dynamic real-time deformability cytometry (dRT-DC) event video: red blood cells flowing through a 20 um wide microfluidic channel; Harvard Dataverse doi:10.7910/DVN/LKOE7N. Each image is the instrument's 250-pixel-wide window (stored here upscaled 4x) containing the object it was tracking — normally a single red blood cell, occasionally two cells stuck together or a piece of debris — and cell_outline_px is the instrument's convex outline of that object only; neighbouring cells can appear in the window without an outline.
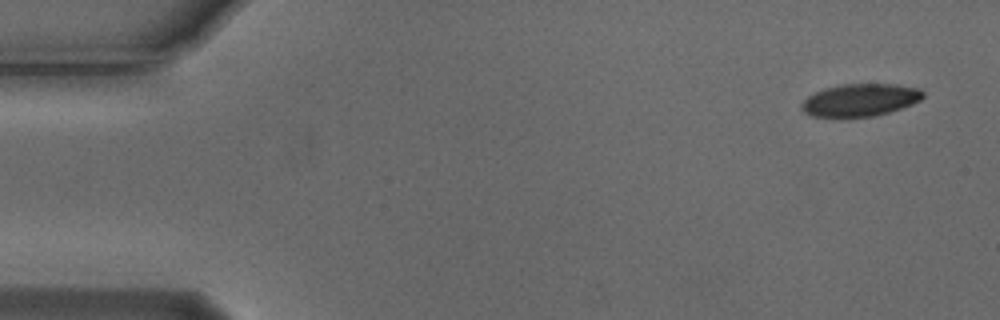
{"species": "Egyptian fruit bat (a non-hibernating species)", "species_latin": "Rousettus aegyptiacus", "temperature_condition": "cold", "stored_images_in_passage": 5, "segment_of_instrument_passage": [1, 2], "camera_frame_rate_fps": 3000, "um_per_image_px": 0.085, "animal": {"sex": "male"}, "frame": {"image": 1, "passage_image": 1, "time_ms": 0.0, "image_size_px": [1000, 320], "cell_outline_px": [[924, 96], [920, 100], [912, 104], [888, 112], [872, 116], [812, 116], [804, 112], [800, 108], [800, 104], [808, 96], [824, 88], [840, 84], [896, 84], [920, 88], [924, 92]], "centroid_in_image_um": [73.12, 8.48], "position_along_channel_um": 11.9, "area_um2": 22.83}}